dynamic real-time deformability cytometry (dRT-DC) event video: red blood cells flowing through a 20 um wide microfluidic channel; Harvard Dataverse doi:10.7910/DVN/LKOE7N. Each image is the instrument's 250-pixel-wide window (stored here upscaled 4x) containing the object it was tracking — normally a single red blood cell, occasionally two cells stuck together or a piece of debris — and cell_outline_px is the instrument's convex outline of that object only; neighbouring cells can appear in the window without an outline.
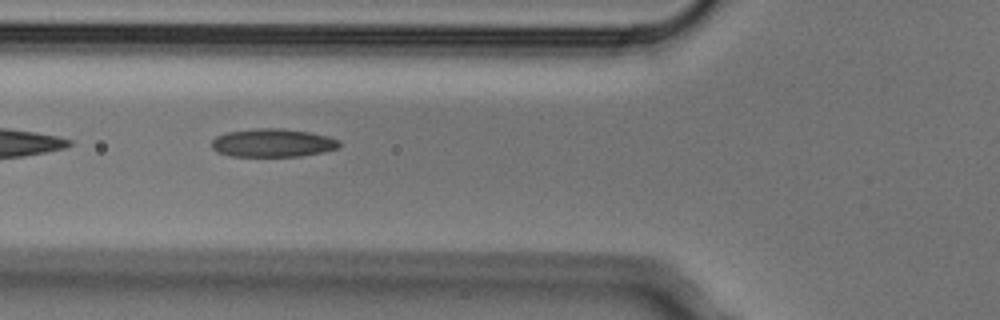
{"species": "Egyptian fruit bat (a non-hibernating species)", "species_latin": "Rousettus aegyptiacus", "temperature_condition": "cold", "stored_images_in_passage": 6, "camera_frame_rate_fps": 3000, "um_per_image_px": 0.085, "animal": {"sex": "male"}, "frame": {"image": 1, "passage_image": 5, "time_ms": 1.333, "image_size_px": [1000, 320], "cell_outline_px": [[340, 148], [324, 152], [300, 156], [228, 156], [216, 152], [212, 148], [212, 140], [216, 136], [228, 132], [256, 128], [284, 128], [312, 132], [328, 136], [340, 140]], "centroid_in_image_um": [23.21, 12.14], "position_along_channel_um": 102.6, "area_um2": 21.33}}
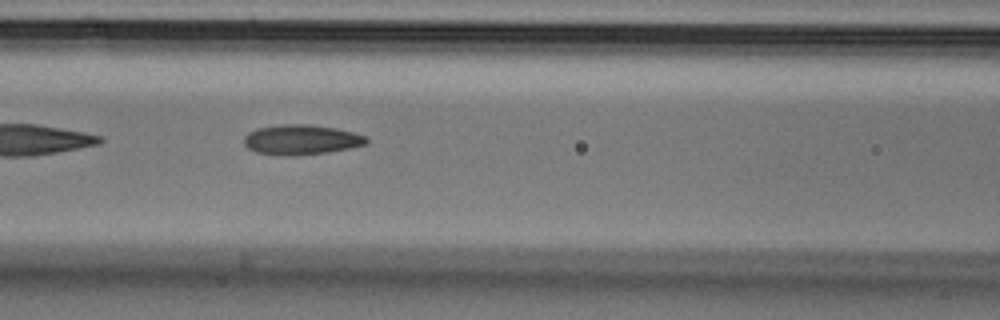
{"frame": {"image": 2, "passage_image": 6, "time_ms": 1.667, "image_size_px": [1000, 320], "cell_outline_px": [[368, 144], [328, 152], [292, 156], [284, 156], [256, 152], [248, 148], [244, 144], [244, 136], [248, 132], [256, 128], [280, 124], [312, 124], [336, 128], [368, 136]], "centroid_in_image_um": [25.6, 11.87], "position_along_channel_um": 141.0, "area_um2": 21.62}}